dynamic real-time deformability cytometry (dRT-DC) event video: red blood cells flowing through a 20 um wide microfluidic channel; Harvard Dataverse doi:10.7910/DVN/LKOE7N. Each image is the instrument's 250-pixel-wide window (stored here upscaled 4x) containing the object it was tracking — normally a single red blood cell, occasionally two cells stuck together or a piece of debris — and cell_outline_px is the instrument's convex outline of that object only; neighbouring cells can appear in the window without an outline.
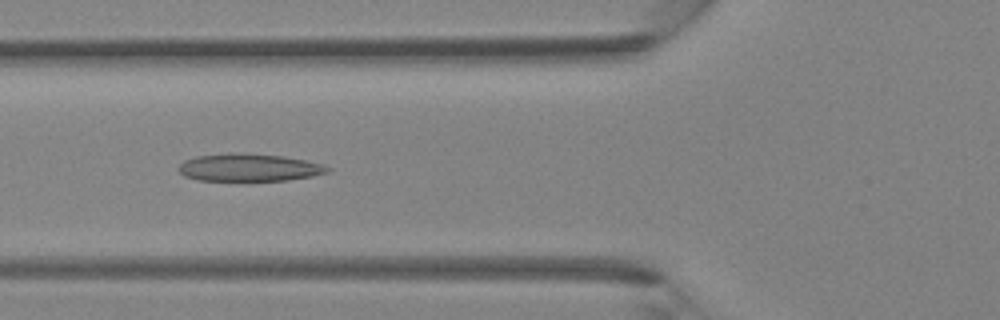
{"species": "Egyptian fruit bat (a non-hibernating species)", "species_latin": "Rousettus aegyptiacus", "temperature_condition": "room temperature", "stored_images_in_passage": 41, "camera_frame_rate_fps": 3000, "um_per_image_px": 0.085, "animal": {"sex": "female"}, "frame": {"image": 1, "passage_image": 15, "time_ms": 4.667, "image_size_px": [1000, 320], "cell_outline_px": [[332, 168], [328, 172], [312, 176], [288, 180], [200, 180], [184, 176], [176, 168], [184, 160], [196, 156], [232, 152], [244, 152], [284, 156], [324, 164]], "centroid_in_image_um": [21.17, 14.22], "position_along_channel_um": 104.6, "area_um2": 24.1}}
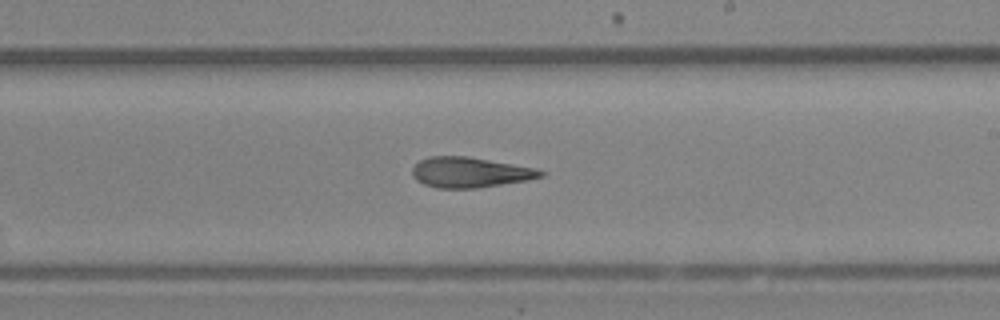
{"frame": {"image": 2, "passage_image": 24, "time_ms": 7.667, "image_size_px": [1000, 320], "cell_outline_px": [[548, 172], [544, 176], [528, 180], [476, 188], [440, 188], [424, 184], [416, 180], [412, 176], [412, 168], [420, 160], [428, 156], [468, 156], [536, 168]], "centroid_in_image_um": [39.96, 14.64], "position_along_channel_um": 249.0, "area_um2": 22.77}}
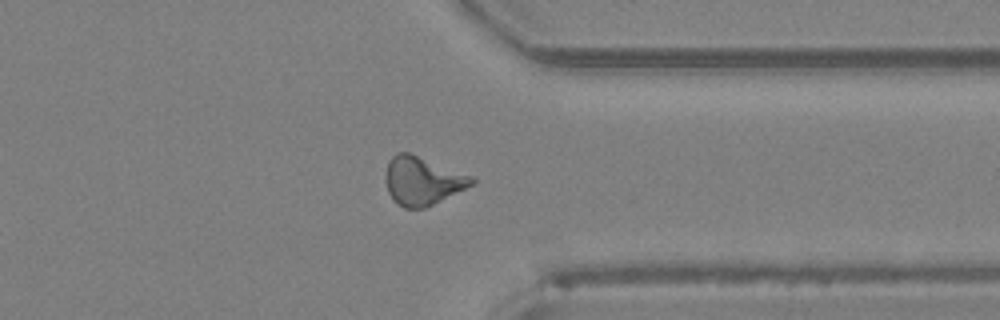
{"frame": {"image": 3, "passage_image": 32, "time_ms": 10.333, "image_size_px": [1000, 320], "cell_outline_px": [[476, 180], [472, 184], [424, 208], [404, 208], [396, 204], [392, 200], [388, 192], [384, 180], [388, 160], [396, 152], [408, 152], [472, 176]], "centroid_in_image_um": [35.82, 15.36], "position_along_channel_um": 375.6, "area_um2": 23.99}}